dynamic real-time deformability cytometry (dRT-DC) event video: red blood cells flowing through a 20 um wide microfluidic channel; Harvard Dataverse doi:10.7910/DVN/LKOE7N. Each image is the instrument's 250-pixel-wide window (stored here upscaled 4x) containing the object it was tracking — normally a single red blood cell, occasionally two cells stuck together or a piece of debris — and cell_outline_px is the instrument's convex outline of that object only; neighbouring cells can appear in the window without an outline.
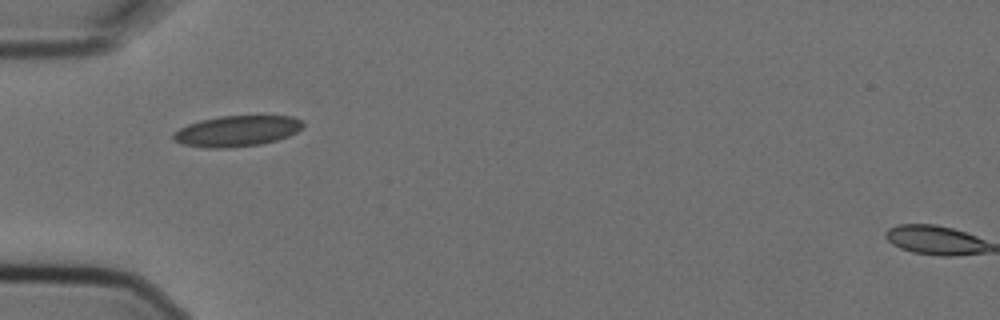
{"species": "Egyptian fruit bat (a non-hibernating species)", "species_latin": "Rousettus aegyptiacus", "temperature_condition": "cold", "stored_images_in_passage": 4, "camera_frame_rate_fps": 3000, "um_per_image_px": 0.085, "animal": {"sex": "female"}, "frame": {"image": 1, "passage_image": 1, "time_ms": 0.0, "image_size_px": [1000, 320], "cell_outline_px": [[304, 128], [288, 136], [276, 140], [260, 144], [228, 148], [204, 148], [184, 144], [172, 140], [172, 132], [188, 124], [200, 120], [220, 116], [292, 116], [300, 120], [304, 124]], "centroid_in_image_um": [20.11, 11.14], "position_along_channel_um": 64.9, "area_um2": 23.35}}
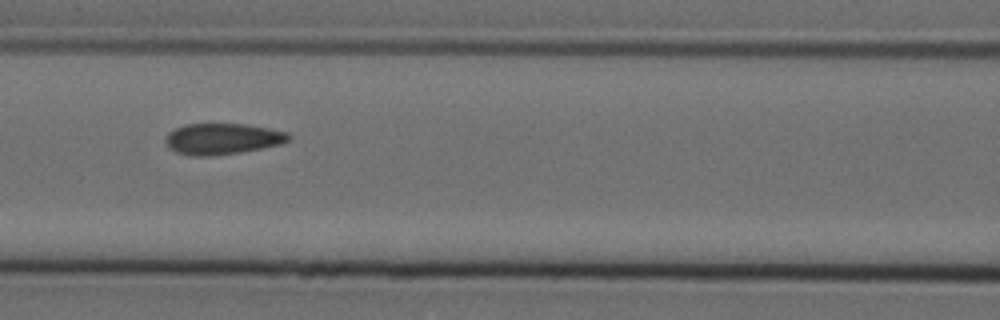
{"frame": {"image": 2, "passage_image": 3, "time_ms": 0.667, "image_size_px": [1000, 320], "cell_outline_px": [[292, 136], [288, 140], [280, 144], [240, 152], [208, 156], [192, 156], [176, 152], [168, 148], [164, 140], [168, 132], [184, 124], [244, 124], [268, 128], [288, 132]], "centroid_in_image_um": [18.87, 11.8], "position_along_channel_um": 147.7, "area_um2": 22.25}}
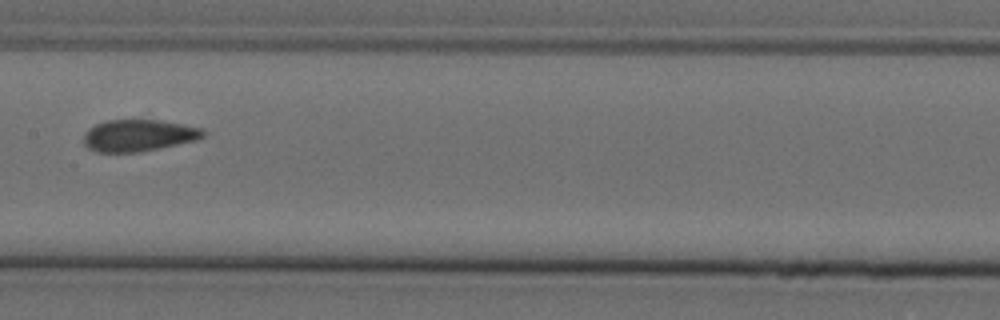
{"frame": {"image": 3, "passage_image": 4, "time_ms": 1.0, "image_size_px": [1000, 320], "cell_outline_px": [[204, 136], [196, 140], [160, 148], [140, 152], [96, 152], [88, 148], [84, 144], [84, 132], [88, 128], [96, 124], [108, 120], [160, 120], [204, 128]], "centroid_in_image_um": [11.77, 11.51], "position_along_channel_um": 195.6, "area_um2": 22.2}}